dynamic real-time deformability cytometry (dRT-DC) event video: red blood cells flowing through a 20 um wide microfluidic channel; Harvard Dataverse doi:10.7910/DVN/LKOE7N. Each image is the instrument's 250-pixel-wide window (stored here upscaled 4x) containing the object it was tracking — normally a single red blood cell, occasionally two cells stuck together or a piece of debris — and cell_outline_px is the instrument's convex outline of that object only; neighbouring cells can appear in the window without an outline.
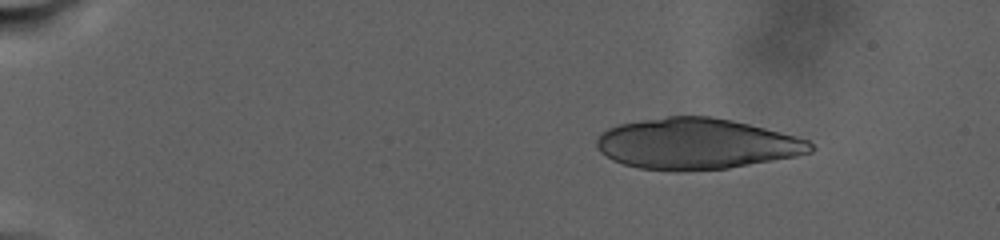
{"species": "human", "species_latin": "Homo sapiens", "temperature_condition": "warm", "stored_images_in_passage": 23, "camera_frame_rate_fps": 3000, "um_per_image_px": 0.085, "donor": {"sex": "male"}, "frame": {"image": 1, "passage_image": 1, "time_ms": 0.0, "image_size_px": [1000, 240], "cell_outline_px": [[816, 148], [812, 152], [796, 156], [728, 168], [676, 172], [640, 168], [624, 164], [612, 160], [600, 152], [596, 148], [596, 140], [608, 128], [620, 124], [668, 116], [712, 116], [732, 120], [764, 128], [808, 140]], "centroid_in_image_um": [59.19, 12.23], "position_along_channel_um": 25.8, "area_um2": 63.23}}